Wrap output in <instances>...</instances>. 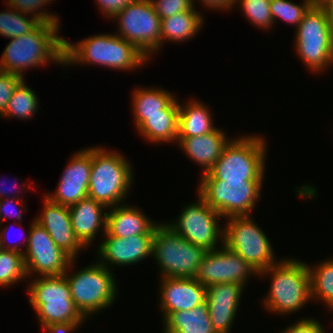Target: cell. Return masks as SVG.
Wrapping results in <instances>:
<instances>
[{
  "mask_svg": "<svg viewBox=\"0 0 333 333\" xmlns=\"http://www.w3.org/2000/svg\"><path fill=\"white\" fill-rule=\"evenodd\" d=\"M207 250L182 238L170 226L158 223L152 242V256L160 278H194Z\"/></svg>",
  "mask_w": 333,
  "mask_h": 333,
  "instance_id": "7",
  "label": "cell"
},
{
  "mask_svg": "<svg viewBox=\"0 0 333 333\" xmlns=\"http://www.w3.org/2000/svg\"><path fill=\"white\" fill-rule=\"evenodd\" d=\"M263 181L201 180L198 192L223 218L251 215Z\"/></svg>",
  "mask_w": 333,
  "mask_h": 333,
  "instance_id": "12",
  "label": "cell"
},
{
  "mask_svg": "<svg viewBox=\"0 0 333 333\" xmlns=\"http://www.w3.org/2000/svg\"><path fill=\"white\" fill-rule=\"evenodd\" d=\"M134 0H96L98 7L106 15L107 18H112L128 4Z\"/></svg>",
  "mask_w": 333,
  "mask_h": 333,
  "instance_id": "40",
  "label": "cell"
},
{
  "mask_svg": "<svg viewBox=\"0 0 333 333\" xmlns=\"http://www.w3.org/2000/svg\"><path fill=\"white\" fill-rule=\"evenodd\" d=\"M266 141L262 136L235 137L225 146L212 169L201 180L263 181Z\"/></svg>",
  "mask_w": 333,
  "mask_h": 333,
  "instance_id": "5",
  "label": "cell"
},
{
  "mask_svg": "<svg viewBox=\"0 0 333 333\" xmlns=\"http://www.w3.org/2000/svg\"><path fill=\"white\" fill-rule=\"evenodd\" d=\"M235 5H240L246 16L253 25H257L259 29L268 30L271 28L273 18L270 11V0H235Z\"/></svg>",
  "mask_w": 333,
  "mask_h": 333,
  "instance_id": "34",
  "label": "cell"
},
{
  "mask_svg": "<svg viewBox=\"0 0 333 333\" xmlns=\"http://www.w3.org/2000/svg\"><path fill=\"white\" fill-rule=\"evenodd\" d=\"M6 4L13 10H17L25 15H33V17L40 23L60 24L58 16L55 14H49L48 12H38L39 8H44L52 0H6ZM42 6V7H41ZM36 13H35V12ZM59 20V21H58Z\"/></svg>",
  "mask_w": 333,
  "mask_h": 333,
  "instance_id": "35",
  "label": "cell"
},
{
  "mask_svg": "<svg viewBox=\"0 0 333 333\" xmlns=\"http://www.w3.org/2000/svg\"><path fill=\"white\" fill-rule=\"evenodd\" d=\"M201 3H203L204 7L207 6L208 8L211 9H217V10H232V8L236 7L234 6V1L235 0H199Z\"/></svg>",
  "mask_w": 333,
  "mask_h": 333,
  "instance_id": "42",
  "label": "cell"
},
{
  "mask_svg": "<svg viewBox=\"0 0 333 333\" xmlns=\"http://www.w3.org/2000/svg\"><path fill=\"white\" fill-rule=\"evenodd\" d=\"M195 9L161 19V46L164 41L181 43L195 37L204 23L203 15Z\"/></svg>",
  "mask_w": 333,
  "mask_h": 333,
  "instance_id": "27",
  "label": "cell"
},
{
  "mask_svg": "<svg viewBox=\"0 0 333 333\" xmlns=\"http://www.w3.org/2000/svg\"><path fill=\"white\" fill-rule=\"evenodd\" d=\"M103 209L107 208L90 197L69 206L72 229L85 248L91 245L100 228H103L102 235L106 232L107 212L103 213Z\"/></svg>",
  "mask_w": 333,
  "mask_h": 333,
  "instance_id": "21",
  "label": "cell"
},
{
  "mask_svg": "<svg viewBox=\"0 0 333 333\" xmlns=\"http://www.w3.org/2000/svg\"><path fill=\"white\" fill-rule=\"evenodd\" d=\"M28 232L23 254L27 277L32 273L59 276L73 268L75 260L55 244L43 226L33 220Z\"/></svg>",
  "mask_w": 333,
  "mask_h": 333,
  "instance_id": "14",
  "label": "cell"
},
{
  "mask_svg": "<svg viewBox=\"0 0 333 333\" xmlns=\"http://www.w3.org/2000/svg\"><path fill=\"white\" fill-rule=\"evenodd\" d=\"M36 278L30 282L27 290L29 304L36 311L41 328L52 323H83L86 320L71 298L64 274Z\"/></svg>",
  "mask_w": 333,
  "mask_h": 333,
  "instance_id": "6",
  "label": "cell"
},
{
  "mask_svg": "<svg viewBox=\"0 0 333 333\" xmlns=\"http://www.w3.org/2000/svg\"><path fill=\"white\" fill-rule=\"evenodd\" d=\"M184 105L179 103L178 138L206 135L216 129L211 111L206 105L195 99Z\"/></svg>",
  "mask_w": 333,
  "mask_h": 333,
  "instance_id": "25",
  "label": "cell"
},
{
  "mask_svg": "<svg viewBox=\"0 0 333 333\" xmlns=\"http://www.w3.org/2000/svg\"><path fill=\"white\" fill-rule=\"evenodd\" d=\"M160 308L165 319L170 313L188 311L206 304L207 287L195 278H161Z\"/></svg>",
  "mask_w": 333,
  "mask_h": 333,
  "instance_id": "18",
  "label": "cell"
},
{
  "mask_svg": "<svg viewBox=\"0 0 333 333\" xmlns=\"http://www.w3.org/2000/svg\"><path fill=\"white\" fill-rule=\"evenodd\" d=\"M313 5L312 0H304L301 4L293 3L289 0H270V11L275 25L279 18L290 24L299 25L304 14Z\"/></svg>",
  "mask_w": 333,
  "mask_h": 333,
  "instance_id": "33",
  "label": "cell"
},
{
  "mask_svg": "<svg viewBox=\"0 0 333 333\" xmlns=\"http://www.w3.org/2000/svg\"><path fill=\"white\" fill-rule=\"evenodd\" d=\"M106 214V232L110 236L125 238L133 235H154L157 223L151 221L141 209L119 204ZM141 210V211H140Z\"/></svg>",
  "mask_w": 333,
  "mask_h": 333,
  "instance_id": "23",
  "label": "cell"
},
{
  "mask_svg": "<svg viewBox=\"0 0 333 333\" xmlns=\"http://www.w3.org/2000/svg\"><path fill=\"white\" fill-rule=\"evenodd\" d=\"M226 219L224 245L246 260L258 274L278 262L269 239L251 215Z\"/></svg>",
  "mask_w": 333,
  "mask_h": 333,
  "instance_id": "10",
  "label": "cell"
},
{
  "mask_svg": "<svg viewBox=\"0 0 333 333\" xmlns=\"http://www.w3.org/2000/svg\"><path fill=\"white\" fill-rule=\"evenodd\" d=\"M43 199L42 213L34 221L43 226L55 244L75 260L85 247L72 229L69 206L53 202L45 194Z\"/></svg>",
  "mask_w": 333,
  "mask_h": 333,
  "instance_id": "19",
  "label": "cell"
},
{
  "mask_svg": "<svg viewBox=\"0 0 333 333\" xmlns=\"http://www.w3.org/2000/svg\"><path fill=\"white\" fill-rule=\"evenodd\" d=\"M98 247L99 263L111 267L134 265L146 257H152V242L154 235H133L125 238L110 236L107 232ZM110 264V265H109ZM109 265V266H108Z\"/></svg>",
  "mask_w": 333,
  "mask_h": 333,
  "instance_id": "17",
  "label": "cell"
},
{
  "mask_svg": "<svg viewBox=\"0 0 333 333\" xmlns=\"http://www.w3.org/2000/svg\"><path fill=\"white\" fill-rule=\"evenodd\" d=\"M82 323H52L42 330L44 333H69L75 331Z\"/></svg>",
  "mask_w": 333,
  "mask_h": 333,
  "instance_id": "41",
  "label": "cell"
},
{
  "mask_svg": "<svg viewBox=\"0 0 333 333\" xmlns=\"http://www.w3.org/2000/svg\"><path fill=\"white\" fill-rule=\"evenodd\" d=\"M10 8V9H9ZM0 12V34L9 38H16L31 32L40 22L33 16L25 15L9 7Z\"/></svg>",
  "mask_w": 333,
  "mask_h": 333,
  "instance_id": "31",
  "label": "cell"
},
{
  "mask_svg": "<svg viewBox=\"0 0 333 333\" xmlns=\"http://www.w3.org/2000/svg\"><path fill=\"white\" fill-rule=\"evenodd\" d=\"M131 166L119 152L92 146L88 197L107 209L123 204L134 181Z\"/></svg>",
  "mask_w": 333,
  "mask_h": 333,
  "instance_id": "4",
  "label": "cell"
},
{
  "mask_svg": "<svg viewBox=\"0 0 333 333\" xmlns=\"http://www.w3.org/2000/svg\"><path fill=\"white\" fill-rule=\"evenodd\" d=\"M196 192L198 201L184 206L178 220L166 224L192 244L207 251L218 249L217 243L220 240V245H224V228H220L218 224L219 218L223 217L206 203L198 191Z\"/></svg>",
  "mask_w": 333,
  "mask_h": 333,
  "instance_id": "13",
  "label": "cell"
},
{
  "mask_svg": "<svg viewBox=\"0 0 333 333\" xmlns=\"http://www.w3.org/2000/svg\"><path fill=\"white\" fill-rule=\"evenodd\" d=\"M60 24L39 23L31 32L10 38L0 59V70L24 78L23 71L52 61L64 65L65 38ZM41 65V66H40Z\"/></svg>",
  "mask_w": 333,
  "mask_h": 333,
  "instance_id": "1",
  "label": "cell"
},
{
  "mask_svg": "<svg viewBox=\"0 0 333 333\" xmlns=\"http://www.w3.org/2000/svg\"><path fill=\"white\" fill-rule=\"evenodd\" d=\"M96 261L76 273H64L76 308L85 317L110 307L118 295L115 274Z\"/></svg>",
  "mask_w": 333,
  "mask_h": 333,
  "instance_id": "8",
  "label": "cell"
},
{
  "mask_svg": "<svg viewBox=\"0 0 333 333\" xmlns=\"http://www.w3.org/2000/svg\"><path fill=\"white\" fill-rule=\"evenodd\" d=\"M178 124L179 115L147 116L137 130L148 142L174 144L178 138Z\"/></svg>",
  "mask_w": 333,
  "mask_h": 333,
  "instance_id": "28",
  "label": "cell"
},
{
  "mask_svg": "<svg viewBox=\"0 0 333 333\" xmlns=\"http://www.w3.org/2000/svg\"><path fill=\"white\" fill-rule=\"evenodd\" d=\"M4 184V183H3ZM26 184L23 182V185L21 186H19V190L21 191V190H23L24 191V189H25V186ZM2 187V186H1ZM16 187H17V184H16ZM18 190V189H17ZM17 190H15V193H17L18 191ZM17 191V192H16ZM10 191L8 192V190L7 189H5V188H0V199H3V198H10Z\"/></svg>",
  "mask_w": 333,
  "mask_h": 333,
  "instance_id": "45",
  "label": "cell"
},
{
  "mask_svg": "<svg viewBox=\"0 0 333 333\" xmlns=\"http://www.w3.org/2000/svg\"><path fill=\"white\" fill-rule=\"evenodd\" d=\"M311 300L320 299L333 310V259L320 261L316 267L309 266Z\"/></svg>",
  "mask_w": 333,
  "mask_h": 333,
  "instance_id": "29",
  "label": "cell"
},
{
  "mask_svg": "<svg viewBox=\"0 0 333 333\" xmlns=\"http://www.w3.org/2000/svg\"><path fill=\"white\" fill-rule=\"evenodd\" d=\"M12 200V201H11ZM14 202V203H13ZM21 205V210L23 209V207L25 208L24 204L21 203V199L20 197H16V195L14 197H10V198H3V199H0V226H1V222L4 221L5 219H7L9 216L11 217L12 215L11 214H15L13 216H15L16 220L18 219L19 222L21 221L22 219V212L21 210L19 209V207H15V205L18 206ZM14 206V207H13ZM15 208V209H14ZM18 208V211H13V210H17ZM14 213H13V212ZM4 215V216H3ZM12 216V217H13ZM2 220V221H1Z\"/></svg>",
  "mask_w": 333,
  "mask_h": 333,
  "instance_id": "39",
  "label": "cell"
},
{
  "mask_svg": "<svg viewBox=\"0 0 333 333\" xmlns=\"http://www.w3.org/2000/svg\"><path fill=\"white\" fill-rule=\"evenodd\" d=\"M23 80L18 75L0 70V117L5 113L14 90Z\"/></svg>",
  "mask_w": 333,
  "mask_h": 333,
  "instance_id": "37",
  "label": "cell"
},
{
  "mask_svg": "<svg viewBox=\"0 0 333 333\" xmlns=\"http://www.w3.org/2000/svg\"><path fill=\"white\" fill-rule=\"evenodd\" d=\"M115 18L119 21L118 35L136 46L148 59L160 50L161 18L150 0L132 1Z\"/></svg>",
  "mask_w": 333,
  "mask_h": 333,
  "instance_id": "11",
  "label": "cell"
},
{
  "mask_svg": "<svg viewBox=\"0 0 333 333\" xmlns=\"http://www.w3.org/2000/svg\"><path fill=\"white\" fill-rule=\"evenodd\" d=\"M163 324L164 333H216L206 304L170 313Z\"/></svg>",
  "mask_w": 333,
  "mask_h": 333,
  "instance_id": "26",
  "label": "cell"
},
{
  "mask_svg": "<svg viewBox=\"0 0 333 333\" xmlns=\"http://www.w3.org/2000/svg\"><path fill=\"white\" fill-rule=\"evenodd\" d=\"M244 288L238 283H212L207 286L206 305L216 333H230Z\"/></svg>",
  "mask_w": 333,
  "mask_h": 333,
  "instance_id": "20",
  "label": "cell"
},
{
  "mask_svg": "<svg viewBox=\"0 0 333 333\" xmlns=\"http://www.w3.org/2000/svg\"><path fill=\"white\" fill-rule=\"evenodd\" d=\"M324 329L319 321L312 318H302L293 325L287 326L281 333H320Z\"/></svg>",
  "mask_w": 333,
  "mask_h": 333,
  "instance_id": "38",
  "label": "cell"
},
{
  "mask_svg": "<svg viewBox=\"0 0 333 333\" xmlns=\"http://www.w3.org/2000/svg\"><path fill=\"white\" fill-rule=\"evenodd\" d=\"M23 80L14 90L13 96L8 102L5 113L1 117L31 119L38 109L39 99L35 92L26 85Z\"/></svg>",
  "mask_w": 333,
  "mask_h": 333,
  "instance_id": "30",
  "label": "cell"
},
{
  "mask_svg": "<svg viewBox=\"0 0 333 333\" xmlns=\"http://www.w3.org/2000/svg\"><path fill=\"white\" fill-rule=\"evenodd\" d=\"M71 156L55 192L47 194L51 201L63 206H71L88 197L91 175V147L80 150Z\"/></svg>",
  "mask_w": 333,
  "mask_h": 333,
  "instance_id": "16",
  "label": "cell"
},
{
  "mask_svg": "<svg viewBox=\"0 0 333 333\" xmlns=\"http://www.w3.org/2000/svg\"><path fill=\"white\" fill-rule=\"evenodd\" d=\"M209 250L200 263L195 279L205 287L212 283H238L243 287L249 276L258 273L237 253L225 245Z\"/></svg>",
  "mask_w": 333,
  "mask_h": 333,
  "instance_id": "15",
  "label": "cell"
},
{
  "mask_svg": "<svg viewBox=\"0 0 333 333\" xmlns=\"http://www.w3.org/2000/svg\"><path fill=\"white\" fill-rule=\"evenodd\" d=\"M1 229V227H0ZM6 232H7V227L2 229V231H0V243H1V246H2V250H10V251H15V252H19V253H22L24 254V250H20V248L18 247L19 244H13V245H9L7 244V236H9V234L7 233L6 235Z\"/></svg>",
  "mask_w": 333,
  "mask_h": 333,
  "instance_id": "43",
  "label": "cell"
},
{
  "mask_svg": "<svg viewBox=\"0 0 333 333\" xmlns=\"http://www.w3.org/2000/svg\"><path fill=\"white\" fill-rule=\"evenodd\" d=\"M319 5L324 10L328 25L333 32V0H324Z\"/></svg>",
  "mask_w": 333,
  "mask_h": 333,
  "instance_id": "44",
  "label": "cell"
},
{
  "mask_svg": "<svg viewBox=\"0 0 333 333\" xmlns=\"http://www.w3.org/2000/svg\"><path fill=\"white\" fill-rule=\"evenodd\" d=\"M27 278L23 254L10 250L0 252V286L6 287Z\"/></svg>",
  "mask_w": 333,
  "mask_h": 333,
  "instance_id": "32",
  "label": "cell"
},
{
  "mask_svg": "<svg viewBox=\"0 0 333 333\" xmlns=\"http://www.w3.org/2000/svg\"><path fill=\"white\" fill-rule=\"evenodd\" d=\"M64 66L70 64L100 65L112 70H133L148 59L136 46L118 34H97L77 43L65 39Z\"/></svg>",
  "mask_w": 333,
  "mask_h": 333,
  "instance_id": "2",
  "label": "cell"
},
{
  "mask_svg": "<svg viewBox=\"0 0 333 333\" xmlns=\"http://www.w3.org/2000/svg\"><path fill=\"white\" fill-rule=\"evenodd\" d=\"M132 112L135 127L138 128L147 116L179 115V102L165 89L138 87L132 94Z\"/></svg>",
  "mask_w": 333,
  "mask_h": 333,
  "instance_id": "22",
  "label": "cell"
},
{
  "mask_svg": "<svg viewBox=\"0 0 333 333\" xmlns=\"http://www.w3.org/2000/svg\"><path fill=\"white\" fill-rule=\"evenodd\" d=\"M324 0H312L313 4H320Z\"/></svg>",
  "mask_w": 333,
  "mask_h": 333,
  "instance_id": "46",
  "label": "cell"
},
{
  "mask_svg": "<svg viewBox=\"0 0 333 333\" xmlns=\"http://www.w3.org/2000/svg\"><path fill=\"white\" fill-rule=\"evenodd\" d=\"M229 139V140H228ZM225 132L215 129L213 132L188 138H177L176 143L196 164L202 165L203 173H208L221 156L225 146L230 142Z\"/></svg>",
  "mask_w": 333,
  "mask_h": 333,
  "instance_id": "24",
  "label": "cell"
},
{
  "mask_svg": "<svg viewBox=\"0 0 333 333\" xmlns=\"http://www.w3.org/2000/svg\"><path fill=\"white\" fill-rule=\"evenodd\" d=\"M294 46L301 62L314 73L333 64V32L319 4H313L296 28Z\"/></svg>",
  "mask_w": 333,
  "mask_h": 333,
  "instance_id": "9",
  "label": "cell"
},
{
  "mask_svg": "<svg viewBox=\"0 0 333 333\" xmlns=\"http://www.w3.org/2000/svg\"><path fill=\"white\" fill-rule=\"evenodd\" d=\"M157 15L163 19L194 8L193 0H150Z\"/></svg>",
  "mask_w": 333,
  "mask_h": 333,
  "instance_id": "36",
  "label": "cell"
},
{
  "mask_svg": "<svg viewBox=\"0 0 333 333\" xmlns=\"http://www.w3.org/2000/svg\"><path fill=\"white\" fill-rule=\"evenodd\" d=\"M268 274L272 279L263 304L269 312L291 314L311 301L309 264L294 258H283L258 275L265 277Z\"/></svg>",
  "mask_w": 333,
  "mask_h": 333,
  "instance_id": "3",
  "label": "cell"
}]
</instances>
